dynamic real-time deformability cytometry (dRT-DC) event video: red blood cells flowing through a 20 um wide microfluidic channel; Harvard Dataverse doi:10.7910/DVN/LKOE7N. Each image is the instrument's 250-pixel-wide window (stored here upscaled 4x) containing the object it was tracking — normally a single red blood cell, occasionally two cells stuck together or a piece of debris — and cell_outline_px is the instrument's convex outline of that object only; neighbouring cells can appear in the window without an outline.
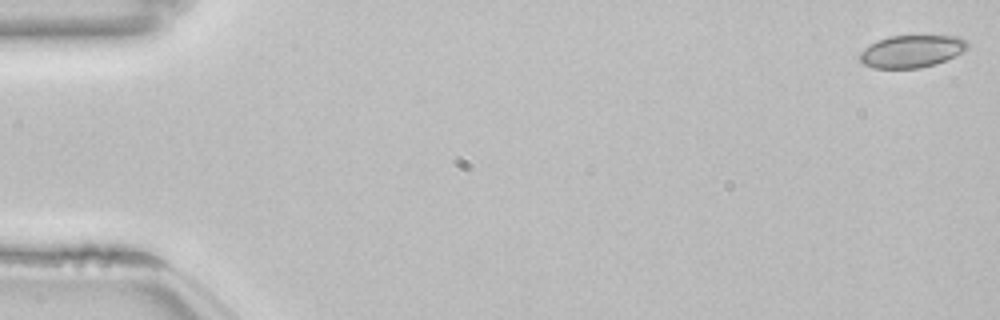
{"species": "common noctule bat (a hibernating species)", "species_latin": "Nyctalus noctula", "temperature_condition": "room temperature", "stored_images_in_passage": 36, "camera_frame_rate_fps": 3000, "um_per_image_px": 0.085, "animal": {"sex": "female", "body_mass_g": 22.7, "forearm_length_mm": 54.2}, "frame": {"image": 1, "passage_image": 1, "time_ms": 0.0, "image_size_px": [1000, 320], "cell_outline_px": [[968, 48], [964, 52], [936, 64], [920, 68], [872, 68], [864, 64], [860, 60], [860, 52], [864, 48], [876, 40], [888, 36], [960, 36], [968, 44]], "centroid_in_image_um": [77.49, 4.36], "position_along_channel_um": 7.5, "area_um2": 20.4}}
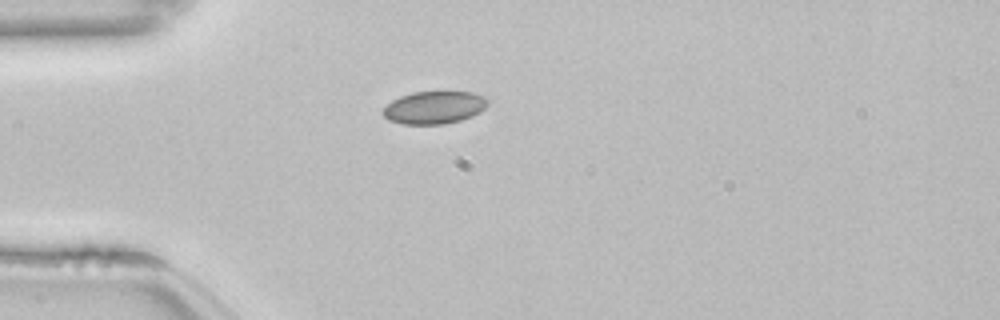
{"frame": {"image": 2, "passage_image": 15, "time_ms": 4.667, "image_size_px": [1000, 320], "cell_outline_px": [[488, 104], [480, 112], [472, 116], [460, 120], [444, 124], [400, 124], [388, 120], [380, 112], [392, 100], [400, 96], [412, 92], [440, 88], [444, 88], [472, 92], [484, 96], [488, 100]], "centroid_in_image_um": [36.92, 9.08], "position_along_channel_um": 48.1, "area_um2": 20.92}}
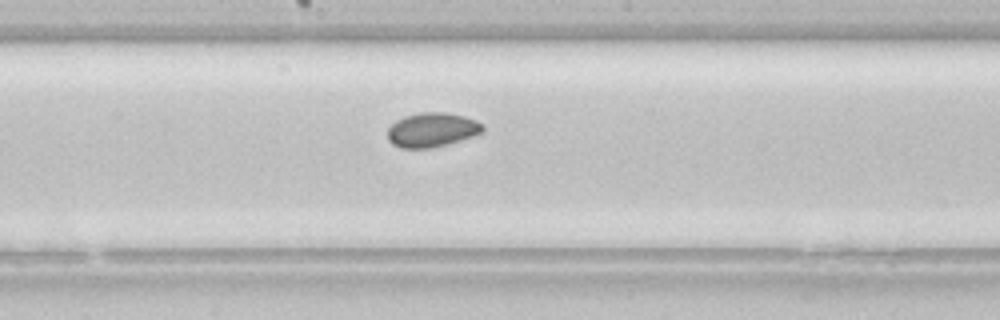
{"frame": {"image": 3, "passage_image": 29, "time_ms": 9.333, "image_size_px": [1000, 320], "cell_outline_px": [[484, 132], [448, 144], [432, 148], [400, 148], [392, 144], [388, 140], [388, 128], [396, 120], [404, 116], [420, 112], [448, 112], [464, 116], [476, 120], [484, 124]], "centroid_in_image_um": [36.73, 11.03], "position_along_channel_um": 211.5, "area_um2": 19.25}}